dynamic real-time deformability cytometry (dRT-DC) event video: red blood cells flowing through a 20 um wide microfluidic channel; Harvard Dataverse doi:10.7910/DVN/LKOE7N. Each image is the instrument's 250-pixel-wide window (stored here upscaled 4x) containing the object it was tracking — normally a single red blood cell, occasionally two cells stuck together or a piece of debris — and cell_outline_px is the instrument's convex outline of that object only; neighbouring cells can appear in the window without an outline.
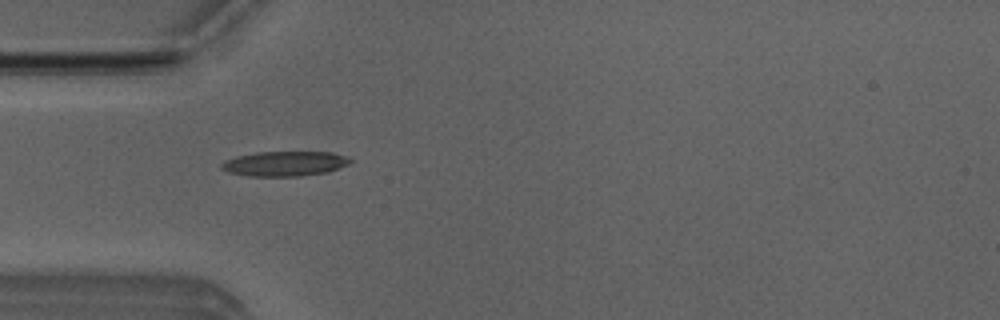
{"species": "Egyptian fruit bat (a non-hibernating species)", "species_latin": "Rousettus aegyptiacus", "temperature_condition": "room temperature", "stored_images_in_passage": 26, "camera_frame_rate_fps": 3000, "um_per_image_px": 0.085, "animal": {"sex": "male"}, "frame": {"image": 1, "passage_image": 2, "time_ms": 0.333, "image_size_px": [1000, 320], "cell_outline_px": [[352, 160], [348, 164], [328, 172], [300, 176], [248, 176], [228, 172], [220, 168], [220, 164], [236, 156], [256, 152], [332, 152], [344, 156]], "centroid_in_image_um": [24.18, 13.91], "position_along_channel_um": 60.8, "area_um2": 18.55}}
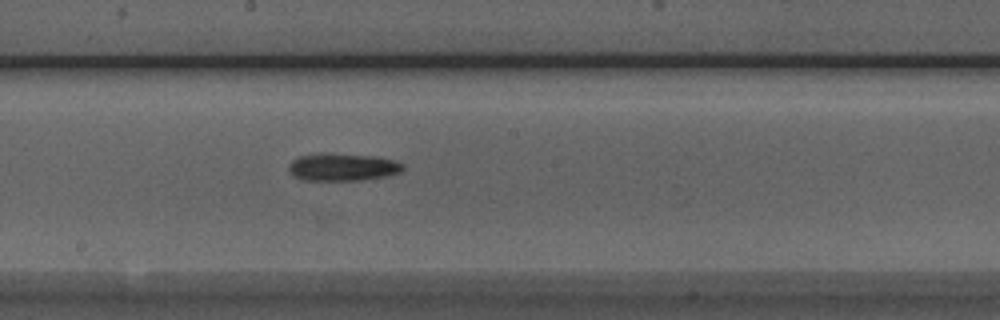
{"frame": {"image": 2, "passage_image": 14, "time_ms": 4.333, "image_size_px": [1000, 320], "cell_outline_px": [[404, 168], [400, 172], [388, 176], [360, 180], [300, 180], [292, 176], [288, 172], [288, 164], [292, 160], [300, 156], [320, 152], [324, 152], [376, 156], [396, 160], [404, 164]], "centroid_in_image_um": [29.09, 14.19], "position_along_channel_um": 219.1, "area_um2": 18.84}}
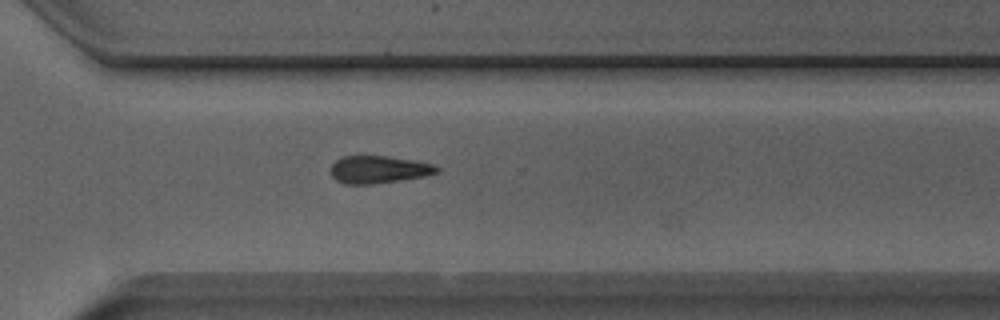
{"frame": {"image": 3, "passage_image": 23, "time_ms": 7.333, "image_size_px": [1000, 320], "cell_outline_px": [[440, 172], [428, 176], [372, 184], [344, 184], [336, 180], [332, 176], [332, 164], [336, 160], [344, 156], [388, 156], [416, 160], [432, 164], [440, 168]], "centroid_in_image_um": [32.24, 14.41], "position_along_channel_um": 338.4, "area_um2": 17.11}}